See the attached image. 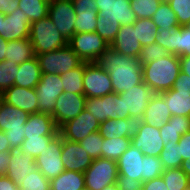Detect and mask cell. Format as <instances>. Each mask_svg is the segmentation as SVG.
I'll return each mask as SVG.
<instances>
[{
  "label": "cell",
  "mask_w": 190,
  "mask_h": 190,
  "mask_svg": "<svg viewBox=\"0 0 190 190\" xmlns=\"http://www.w3.org/2000/svg\"><path fill=\"white\" fill-rule=\"evenodd\" d=\"M119 95L123 99L124 119H127L129 116H143L156 93L143 82Z\"/></svg>",
  "instance_id": "2e32d148"
},
{
  "label": "cell",
  "mask_w": 190,
  "mask_h": 190,
  "mask_svg": "<svg viewBox=\"0 0 190 190\" xmlns=\"http://www.w3.org/2000/svg\"><path fill=\"white\" fill-rule=\"evenodd\" d=\"M174 55H190V29L186 26L175 29Z\"/></svg>",
  "instance_id": "bcb514c9"
},
{
  "label": "cell",
  "mask_w": 190,
  "mask_h": 190,
  "mask_svg": "<svg viewBox=\"0 0 190 190\" xmlns=\"http://www.w3.org/2000/svg\"><path fill=\"white\" fill-rule=\"evenodd\" d=\"M68 44L83 62H96L109 44L96 32L75 33Z\"/></svg>",
  "instance_id": "9c48e42d"
},
{
  "label": "cell",
  "mask_w": 190,
  "mask_h": 190,
  "mask_svg": "<svg viewBox=\"0 0 190 190\" xmlns=\"http://www.w3.org/2000/svg\"><path fill=\"white\" fill-rule=\"evenodd\" d=\"M49 4L58 0H46Z\"/></svg>",
  "instance_id": "a7ac6f4b"
},
{
  "label": "cell",
  "mask_w": 190,
  "mask_h": 190,
  "mask_svg": "<svg viewBox=\"0 0 190 190\" xmlns=\"http://www.w3.org/2000/svg\"><path fill=\"white\" fill-rule=\"evenodd\" d=\"M19 9L28 16L32 23L48 16L49 3L46 0H19Z\"/></svg>",
  "instance_id": "d590c367"
},
{
  "label": "cell",
  "mask_w": 190,
  "mask_h": 190,
  "mask_svg": "<svg viewBox=\"0 0 190 190\" xmlns=\"http://www.w3.org/2000/svg\"><path fill=\"white\" fill-rule=\"evenodd\" d=\"M18 7H19V0H0L1 14L9 15Z\"/></svg>",
  "instance_id": "11a10c76"
},
{
  "label": "cell",
  "mask_w": 190,
  "mask_h": 190,
  "mask_svg": "<svg viewBox=\"0 0 190 190\" xmlns=\"http://www.w3.org/2000/svg\"><path fill=\"white\" fill-rule=\"evenodd\" d=\"M79 143L92 159L102 157L103 137L99 131L89 134Z\"/></svg>",
  "instance_id": "f6af8a7d"
},
{
  "label": "cell",
  "mask_w": 190,
  "mask_h": 190,
  "mask_svg": "<svg viewBox=\"0 0 190 190\" xmlns=\"http://www.w3.org/2000/svg\"><path fill=\"white\" fill-rule=\"evenodd\" d=\"M189 127L190 117L171 116L169 122L160 128L163 144L166 145L168 141H171L173 144H178L181 136L189 132Z\"/></svg>",
  "instance_id": "f1b7e54d"
},
{
  "label": "cell",
  "mask_w": 190,
  "mask_h": 190,
  "mask_svg": "<svg viewBox=\"0 0 190 190\" xmlns=\"http://www.w3.org/2000/svg\"><path fill=\"white\" fill-rule=\"evenodd\" d=\"M0 190H19V187L6 175H0Z\"/></svg>",
  "instance_id": "6f0895ef"
},
{
  "label": "cell",
  "mask_w": 190,
  "mask_h": 190,
  "mask_svg": "<svg viewBox=\"0 0 190 190\" xmlns=\"http://www.w3.org/2000/svg\"><path fill=\"white\" fill-rule=\"evenodd\" d=\"M170 53L156 42L143 46L138 57V61L141 65L148 64L152 61L158 60L162 57L169 55Z\"/></svg>",
  "instance_id": "7dc6e473"
},
{
  "label": "cell",
  "mask_w": 190,
  "mask_h": 190,
  "mask_svg": "<svg viewBox=\"0 0 190 190\" xmlns=\"http://www.w3.org/2000/svg\"><path fill=\"white\" fill-rule=\"evenodd\" d=\"M131 145L140 149L145 156L153 157H159L164 148L160 129L144 122L135 136L131 139Z\"/></svg>",
  "instance_id": "d6986e66"
},
{
  "label": "cell",
  "mask_w": 190,
  "mask_h": 190,
  "mask_svg": "<svg viewBox=\"0 0 190 190\" xmlns=\"http://www.w3.org/2000/svg\"><path fill=\"white\" fill-rule=\"evenodd\" d=\"M171 116L168 106L164 104V97L161 94H156L147 105L143 122L160 129L169 122Z\"/></svg>",
  "instance_id": "4316f807"
},
{
  "label": "cell",
  "mask_w": 190,
  "mask_h": 190,
  "mask_svg": "<svg viewBox=\"0 0 190 190\" xmlns=\"http://www.w3.org/2000/svg\"><path fill=\"white\" fill-rule=\"evenodd\" d=\"M19 190H51L50 180L38 169L21 180Z\"/></svg>",
  "instance_id": "60d3db41"
},
{
  "label": "cell",
  "mask_w": 190,
  "mask_h": 190,
  "mask_svg": "<svg viewBox=\"0 0 190 190\" xmlns=\"http://www.w3.org/2000/svg\"><path fill=\"white\" fill-rule=\"evenodd\" d=\"M63 137L58 134L35 159L38 170L49 180L65 171L62 163Z\"/></svg>",
  "instance_id": "7c38bea8"
},
{
  "label": "cell",
  "mask_w": 190,
  "mask_h": 190,
  "mask_svg": "<svg viewBox=\"0 0 190 190\" xmlns=\"http://www.w3.org/2000/svg\"><path fill=\"white\" fill-rule=\"evenodd\" d=\"M179 145V157H182L183 161L190 160V133L187 132L181 136L178 142Z\"/></svg>",
  "instance_id": "816d5d0a"
},
{
  "label": "cell",
  "mask_w": 190,
  "mask_h": 190,
  "mask_svg": "<svg viewBox=\"0 0 190 190\" xmlns=\"http://www.w3.org/2000/svg\"><path fill=\"white\" fill-rule=\"evenodd\" d=\"M25 139L39 136H57L59 128L53 117L48 113L29 114L25 123Z\"/></svg>",
  "instance_id": "cb8c5ba5"
},
{
  "label": "cell",
  "mask_w": 190,
  "mask_h": 190,
  "mask_svg": "<svg viewBox=\"0 0 190 190\" xmlns=\"http://www.w3.org/2000/svg\"><path fill=\"white\" fill-rule=\"evenodd\" d=\"M180 168L190 178V160L182 161Z\"/></svg>",
  "instance_id": "6125c7cd"
},
{
  "label": "cell",
  "mask_w": 190,
  "mask_h": 190,
  "mask_svg": "<svg viewBox=\"0 0 190 190\" xmlns=\"http://www.w3.org/2000/svg\"><path fill=\"white\" fill-rule=\"evenodd\" d=\"M172 116L190 117V92H176L173 89L160 93Z\"/></svg>",
  "instance_id": "f546056e"
},
{
  "label": "cell",
  "mask_w": 190,
  "mask_h": 190,
  "mask_svg": "<svg viewBox=\"0 0 190 190\" xmlns=\"http://www.w3.org/2000/svg\"><path fill=\"white\" fill-rule=\"evenodd\" d=\"M51 190H82L85 188L84 173L65 170L50 180Z\"/></svg>",
  "instance_id": "1f68e13d"
},
{
  "label": "cell",
  "mask_w": 190,
  "mask_h": 190,
  "mask_svg": "<svg viewBox=\"0 0 190 190\" xmlns=\"http://www.w3.org/2000/svg\"><path fill=\"white\" fill-rule=\"evenodd\" d=\"M143 82L156 94L172 89L174 82L179 76V56L169 54L158 60L142 65Z\"/></svg>",
  "instance_id": "7a4b0ae2"
},
{
  "label": "cell",
  "mask_w": 190,
  "mask_h": 190,
  "mask_svg": "<svg viewBox=\"0 0 190 190\" xmlns=\"http://www.w3.org/2000/svg\"><path fill=\"white\" fill-rule=\"evenodd\" d=\"M85 187L90 190L103 188L120 182L116 161L107 158L93 159L90 167L84 172Z\"/></svg>",
  "instance_id": "8992f818"
},
{
  "label": "cell",
  "mask_w": 190,
  "mask_h": 190,
  "mask_svg": "<svg viewBox=\"0 0 190 190\" xmlns=\"http://www.w3.org/2000/svg\"><path fill=\"white\" fill-rule=\"evenodd\" d=\"M30 25L28 16L17 8L5 15L2 37L7 41L29 38Z\"/></svg>",
  "instance_id": "603a6c76"
},
{
  "label": "cell",
  "mask_w": 190,
  "mask_h": 190,
  "mask_svg": "<svg viewBox=\"0 0 190 190\" xmlns=\"http://www.w3.org/2000/svg\"><path fill=\"white\" fill-rule=\"evenodd\" d=\"M35 57L33 45L29 38L8 41L5 60L21 64Z\"/></svg>",
  "instance_id": "4dcf8cb0"
},
{
  "label": "cell",
  "mask_w": 190,
  "mask_h": 190,
  "mask_svg": "<svg viewBox=\"0 0 190 190\" xmlns=\"http://www.w3.org/2000/svg\"><path fill=\"white\" fill-rule=\"evenodd\" d=\"M121 189V183H115V184H111L105 188H103L102 190H120Z\"/></svg>",
  "instance_id": "e7e4bbea"
},
{
  "label": "cell",
  "mask_w": 190,
  "mask_h": 190,
  "mask_svg": "<svg viewBox=\"0 0 190 190\" xmlns=\"http://www.w3.org/2000/svg\"><path fill=\"white\" fill-rule=\"evenodd\" d=\"M48 17L67 41L75 34L76 12L72 1L58 0L50 3Z\"/></svg>",
  "instance_id": "4fadbf2b"
},
{
  "label": "cell",
  "mask_w": 190,
  "mask_h": 190,
  "mask_svg": "<svg viewBox=\"0 0 190 190\" xmlns=\"http://www.w3.org/2000/svg\"><path fill=\"white\" fill-rule=\"evenodd\" d=\"M61 156L64 169L70 171L84 173L93 162L79 142L67 139H63Z\"/></svg>",
  "instance_id": "ffe728a7"
},
{
  "label": "cell",
  "mask_w": 190,
  "mask_h": 190,
  "mask_svg": "<svg viewBox=\"0 0 190 190\" xmlns=\"http://www.w3.org/2000/svg\"><path fill=\"white\" fill-rule=\"evenodd\" d=\"M161 176L168 190H190V178L180 167L165 169Z\"/></svg>",
  "instance_id": "74e56055"
},
{
  "label": "cell",
  "mask_w": 190,
  "mask_h": 190,
  "mask_svg": "<svg viewBox=\"0 0 190 190\" xmlns=\"http://www.w3.org/2000/svg\"><path fill=\"white\" fill-rule=\"evenodd\" d=\"M96 0H76L73 2L76 12L75 33L95 32L97 26Z\"/></svg>",
  "instance_id": "7402d4cb"
},
{
  "label": "cell",
  "mask_w": 190,
  "mask_h": 190,
  "mask_svg": "<svg viewBox=\"0 0 190 190\" xmlns=\"http://www.w3.org/2000/svg\"><path fill=\"white\" fill-rule=\"evenodd\" d=\"M172 89L176 92H190V77L180 72Z\"/></svg>",
  "instance_id": "f5cc1de1"
},
{
  "label": "cell",
  "mask_w": 190,
  "mask_h": 190,
  "mask_svg": "<svg viewBox=\"0 0 190 190\" xmlns=\"http://www.w3.org/2000/svg\"><path fill=\"white\" fill-rule=\"evenodd\" d=\"M35 91L38 97V113L52 114L57 98L64 92L60 74H41Z\"/></svg>",
  "instance_id": "8fae6325"
},
{
  "label": "cell",
  "mask_w": 190,
  "mask_h": 190,
  "mask_svg": "<svg viewBox=\"0 0 190 190\" xmlns=\"http://www.w3.org/2000/svg\"><path fill=\"white\" fill-rule=\"evenodd\" d=\"M143 162H144V182L160 177L165 171L164 165L160 161L159 157L144 155Z\"/></svg>",
  "instance_id": "c3c4849f"
},
{
  "label": "cell",
  "mask_w": 190,
  "mask_h": 190,
  "mask_svg": "<svg viewBox=\"0 0 190 190\" xmlns=\"http://www.w3.org/2000/svg\"><path fill=\"white\" fill-rule=\"evenodd\" d=\"M158 28V31L174 30L179 28L176 14L170 8L167 2H162L151 18Z\"/></svg>",
  "instance_id": "836d02e7"
},
{
  "label": "cell",
  "mask_w": 190,
  "mask_h": 190,
  "mask_svg": "<svg viewBox=\"0 0 190 190\" xmlns=\"http://www.w3.org/2000/svg\"><path fill=\"white\" fill-rule=\"evenodd\" d=\"M167 3L176 14L179 26H186L190 21V0H169Z\"/></svg>",
  "instance_id": "681fc988"
},
{
  "label": "cell",
  "mask_w": 190,
  "mask_h": 190,
  "mask_svg": "<svg viewBox=\"0 0 190 190\" xmlns=\"http://www.w3.org/2000/svg\"><path fill=\"white\" fill-rule=\"evenodd\" d=\"M42 74H63L79 66L83 61L69 44L57 50L36 55Z\"/></svg>",
  "instance_id": "5b68a950"
},
{
  "label": "cell",
  "mask_w": 190,
  "mask_h": 190,
  "mask_svg": "<svg viewBox=\"0 0 190 190\" xmlns=\"http://www.w3.org/2000/svg\"><path fill=\"white\" fill-rule=\"evenodd\" d=\"M85 102L84 94L61 93L51 114L57 127L60 128L67 121L76 118L85 109Z\"/></svg>",
  "instance_id": "5bb4252c"
},
{
  "label": "cell",
  "mask_w": 190,
  "mask_h": 190,
  "mask_svg": "<svg viewBox=\"0 0 190 190\" xmlns=\"http://www.w3.org/2000/svg\"><path fill=\"white\" fill-rule=\"evenodd\" d=\"M162 0H130V5L137 19L152 18Z\"/></svg>",
  "instance_id": "ab89813d"
},
{
  "label": "cell",
  "mask_w": 190,
  "mask_h": 190,
  "mask_svg": "<svg viewBox=\"0 0 190 190\" xmlns=\"http://www.w3.org/2000/svg\"><path fill=\"white\" fill-rule=\"evenodd\" d=\"M2 102H3V92H0V106H1Z\"/></svg>",
  "instance_id": "003e7915"
},
{
  "label": "cell",
  "mask_w": 190,
  "mask_h": 190,
  "mask_svg": "<svg viewBox=\"0 0 190 190\" xmlns=\"http://www.w3.org/2000/svg\"><path fill=\"white\" fill-rule=\"evenodd\" d=\"M179 59L181 72L190 77V55L180 56Z\"/></svg>",
  "instance_id": "680465c9"
},
{
  "label": "cell",
  "mask_w": 190,
  "mask_h": 190,
  "mask_svg": "<svg viewBox=\"0 0 190 190\" xmlns=\"http://www.w3.org/2000/svg\"><path fill=\"white\" fill-rule=\"evenodd\" d=\"M140 186L142 190H168L162 176L145 181Z\"/></svg>",
  "instance_id": "db71d44e"
},
{
  "label": "cell",
  "mask_w": 190,
  "mask_h": 190,
  "mask_svg": "<svg viewBox=\"0 0 190 190\" xmlns=\"http://www.w3.org/2000/svg\"><path fill=\"white\" fill-rule=\"evenodd\" d=\"M117 52L138 59L142 46L137 39L136 30L132 25L120 26L115 39L110 44Z\"/></svg>",
  "instance_id": "484cf974"
},
{
  "label": "cell",
  "mask_w": 190,
  "mask_h": 190,
  "mask_svg": "<svg viewBox=\"0 0 190 190\" xmlns=\"http://www.w3.org/2000/svg\"><path fill=\"white\" fill-rule=\"evenodd\" d=\"M130 145L131 139L128 137L103 138L102 157L117 161Z\"/></svg>",
  "instance_id": "e575fe53"
},
{
  "label": "cell",
  "mask_w": 190,
  "mask_h": 190,
  "mask_svg": "<svg viewBox=\"0 0 190 190\" xmlns=\"http://www.w3.org/2000/svg\"><path fill=\"white\" fill-rule=\"evenodd\" d=\"M144 154L130 145L116 161L120 183L123 185H141L144 182Z\"/></svg>",
  "instance_id": "52a82bcc"
},
{
  "label": "cell",
  "mask_w": 190,
  "mask_h": 190,
  "mask_svg": "<svg viewBox=\"0 0 190 190\" xmlns=\"http://www.w3.org/2000/svg\"><path fill=\"white\" fill-rule=\"evenodd\" d=\"M56 136H39L24 139L19 151L36 159Z\"/></svg>",
  "instance_id": "f35d334b"
},
{
  "label": "cell",
  "mask_w": 190,
  "mask_h": 190,
  "mask_svg": "<svg viewBox=\"0 0 190 190\" xmlns=\"http://www.w3.org/2000/svg\"><path fill=\"white\" fill-rule=\"evenodd\" d=\"M133 26L136 30L137 39L139 40L142 47L152 44L156 41L158 28L151 18L137 19L133 23Z\"/></svg>",
  "instance_id": "8d00e7d4"
},
{
  "label": "cell",
  "mask_w": 190,
  "mask_h": 190,
  "mask_svg": "<svg viewBox=\"0 0 190 190\" xmlns=\"http://www.w3.org/2000/svg\"><path fill=\"white\" fill-rule=\"evenodd\" d=\"M83 89L86 98H99L112 93L110 75L96 62L87 63L84 68Z\"/></svg>",
  "instance_id": "30bf717a"
},
{
  "label": "cell",
  "mask_w": 190,
  "mask_h": 190,
  "mask_svg": "<svg viewBox=\"0 0 190 190\" xmlns=\"http://www.w3.org/2000/svg\"><path fill=\"white\" fill-rule=\"evenodd\" d=\"M11 160V151L0 152V175H5Z\"/></svg>",
  "instance_id": "9f6ffc18"
},
{
  "label": "cell",
  "mask_w": 190,
  "mask_h": 190,
  "mask_svg": "<svg viewBox=\"0 0 190 190\" xmlns=\"http://www.w3.org/2000/svg\"><path fill=\"white\" fill-rule=\"evenodd\" d=\"M186 27L190 29V21H189V23L186 25Z\"/></svg>",
  "instance_id": "89a4df30"
},
{
  "label": "cell",
  "mask_w": 190,
  "mask_h": 190,
  "mask_svg": "<svg viewBox=\"0 0 190 190\" xmlns=\"http://www.w3.org/2000/svg\"><path fill=\"white\" fill-rule=\"evenodd\" d=\"M12 151L3 131H0V152Z\"/></svg>",
  "instance_id": "91938a15"
},
{
  "label": "cell",
  "mask_w": 190,
  "mask_h": 190,
  "mask_svg": "<svg viewBox=\"0 0 190 190\" xmlns=\"http://www.w3.org/2000/svg\"><path fill=\"white\" fill-rule=\"evenodd\" d=\"M5 15L0 13V36L3 34Z\"/></svg>",
  "instance_id": "03108f58"
},
{
  "label": "cell",
  "mask_w": 190,
  "mask_h": 190,
  "mask_svg": "<svg viewBox=\"0 0 190 190\" xmlns=\"http://www.w3.org/2000/svg\"><path fill=\"white\" fill-rule=\"evenodd\" d=\"M7 43L8 41L0 36V62L5 60Z\"/></svg>",
  "instance_id": "94428289"
},
{
  "label": "cell",
  "mask_w": 190,
  "mask_h": 190,
  "mask_svg": "<svg viewBox=\"0 0 190 190\" xmlns=\"http://www.w3.org/2000/svg\"><path fill=\"white\" fill-rule=\"evenodd\" d=\"M18 70V64L12 61L4 60L0 62V92H4L15 85Z\"/></svg>",
  "instance_id": "7bdbcfd3"
},
{
  "label": "cell",
  "mask_w": 190,
  "mask_h": 190,
  "mask_svg": "<svg viewBox=\"0 0 190 190\" xmlns=\"http://www.w3.org/2000/svg\"><path fill=\"white\" fill-rule=\"evenodd\" d=\"M29 39L33 45L35 56L57 50L68 44L48 16L31 23Z\"/></svg>",
  "instance_id": "3957f363"
},
{
  "label": "cell",
  "mask_w": 190,
  "mask_h": 190,
  "mask_svg": "<svg viewBox=\"0 0 190 190\" xmlns=\"http://www.w3.org/2000/svg\"><path fill=\"white\" fill-rule=\"evenodd\" d=\"M29 114L13 105L0 106V131H3L12 150L19 149L25 139V123Z\"/></svg>",
  "instance_id": "277c9868"
},
{
  "label": "cell",
  "mask_w": 190,
  "mask_h": 190,
  "mask_svg": "<svg viewBox=\"0 0 190 190\" xmlns=\"http://www.w3.org/2000/svg\"><path fill=\"white\" fill-rule=\"evenodd\" d=\"M120 190H142L140 185H123Z\"/></svg>",
  "instance_id": "be15d7a7"
},
{
  "label": "cell",
  "mask_w": 190,
  "mask_h": 190,
  "mask_svg": "<svg viewBox=\"0 0 190 190\" xmlns=\"http://www.w3.org/2000/svg\"><path fill=\"white\" fill-rule=\"evenodd\" d=\"M15 85L23 88H35L41 79V70L36 56L18 65Z\"/></svg>",
  "instance_id": "83f0119b"
},
{
  "label": "cell",
  "mask_w": 190,
  "mask_h": 190,
  "mask_svg": "<svg viewBox=\"0 0 190 190\" xmlns=\"http://www.w3.org/2000/svg\"><path fill=\"white\" fill-rule=\"evenodd\" d=\"M97 11L105 20L118 21L121 26L132 25L136 20L130 0H96Z\"/></svg>",
  "instance_id": "e0dca14e"
},
{
  "label": "cell",
  "mask_w": 190,
  "mask_h": 190,
  "mask_svg": "<svg viewBox=\"0 0 190 190\" xmlns=\"http://www.w3.org/2000/svg\"><path fill=\"white\" fill-rule=\"evenodd\" d=\"M100 123L86 109L76 118L64 123L59 128V134L63 139L80 142L89 134L99 131Z\"/></svg>",
  "instance_id": "9a60e30c"
},
{
  "label": "cell",
  "mask_w": 190,
  "mask_h": 190,
  "mask_svg": "<svg viewBox=\"0 0 190 190\" xmlns=\"http://www.w3.org/2000/svg\"><path fill=\"white\" fill-rule=\"evenodd\" d=\"M85 109L99 123L109 119H124L123 99L115 92L104 97L86 98Z\"/></svg>",
  "instance_id": "ba28073f"
},
{
  "label": "cell",
  "mask_w": 190,
  "mask_h": 190,
  "mask_svg": "<svg viewBox=\"0 0 190 190\" xmlns=\"http://www.w3.org/2000/svg\"><path fill=\"white\" fill-rule=\"evenodd\" d=\"M37 169V164L32 156L24 154L16 149L11 151V160L5 175L19 186L21 180H23L26 175L31 174Z\"/></svg>",
  "instance_id": "d4e9b609"
},
{
  "label": "cell",
  "mask_w": 190,
  "mask_h": 190,
  "mask_svg": "<svg viewBox=\"0 0 190 190\" xmlns=\"http://www.w3.org/2000/svg\"><path fill=\"white\" fill-rule=\"evenodd\" d=\"M160 161L165 169L179 168L182 164V157H179V145L168 141L160 153Z\"/></svg>",
  "instance_id": "b9f144b4"
},
{
  "label": "cell",
  "mask_w": 190,
  "mask_h": 190,
  "mask_svg": "<svg viewBox=\"0 0 190 190\" xmlns=\"http://www.w3.org/2000/svg\"><path fill=\"white\" fill-rule=\"evenodd\" d=\"M88 62H82L79 66L61 74L64 92L84 94L83 75Z\"/></svg>",
  "instance_id": "d6a6232c"
},
{
  "label": "cell",
  "mask_w": 190,
  "mask_h": 190,
  "mask_svg": "<svg viewBox=\"0 0 190 190\" xmlns=\"http://www.w3.org/2000/svg\"><path fill=\"white\" fill-rule=\"evenodd\" d=\"M143 123V116H129L127 119H109L99 126V133L105 139L128 137L132 139Z\"/></svg>",
  "instance_id": "ac0fdd59"
},
{
  "label": "cell",
  "mask_w": 190,
  "mask_h": 190,
  "mask_svg": "<svg viewBox=\"0 0 190 190\" xmlns=\"http://www.w3.org/2000/svg\"><path fill=\"white\" fill-rule=\"evenodd\" d=\"M96 63L110 75L115 93H124L143 83L142 65L138 59L123 55L110 45L99 56Z\"/></svg>",
  "instance_id": "6da1fadb"
},
{
  "label": "cell",
  "mask_w": 190,
  "mask_h": 190,
  "mask_svg": "<svg viewBox=\"0 0 190 190\" xmlns=\"http://www.w3.org/2000/svg\"><path fill=\"white\" fill-rule=\"evenodd\" d=\"M175 29L158 31L156 43L162 46L170 54H174Z\"/></svg>",
  "instance_id": "f907efd6"
},
{
  "label": "cell",
  "mask_w": 190,
  "mask_h": 190,
  "mask_svg": "<svg viewBox=\"0 0 190 190\" xmlns=\"http://www.w3.org/2000/svg\"><path fill=\"white\" fill-rule=\"evenodd\" d=\"M3 101L28 114L38 113V97L35 88H23L13 85L3 92Z\"/></svg>",
  "instance_id": "44dd1931"
},
{
  "label": "cell",
  "mask_w": 190,
  "mask_h": 190,
  "mask_svg": "<svg viewBox=\"0 0 190 190\" xmlns=\"http://www.w3.org/2000/svg\"><path fill=\"white\" fill-rule=\"evenodd\" d=\"M97 26L95 32L98 33L109 45L115 39L120 29L118 21L105 20L103 16L97 15Z\"/></svg>",
  "instance_id": "ee69618b"
}]
</instances>
